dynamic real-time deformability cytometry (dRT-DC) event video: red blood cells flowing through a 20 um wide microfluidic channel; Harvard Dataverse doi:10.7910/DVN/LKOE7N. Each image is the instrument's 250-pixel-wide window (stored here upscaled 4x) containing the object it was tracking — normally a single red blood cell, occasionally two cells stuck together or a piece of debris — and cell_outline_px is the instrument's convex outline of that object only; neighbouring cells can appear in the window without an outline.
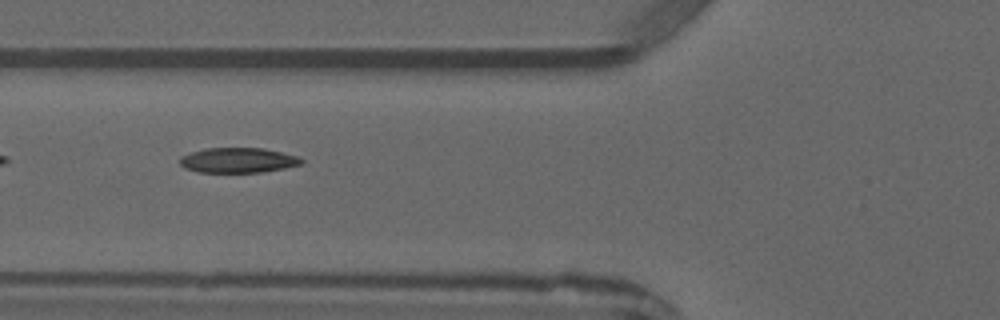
{"species": "common noctule bat (a hibernating species)", "species_latin": "Nyctalus noctula", "temperature_condition": "warm", "stored_images_in_passage": 5, "camera_frame_rate_fps": 3000, "um_per_image_px": 0.085, "animal": {"sex": "male", "forearm_length_mm": 52.5}, "frame": {"image": 1, "passage_image": 4, "time_ms": 3.667, "image_size_px": [1000, 320], "cell_outline_px": [[304, 164], [284, 168], [260, 172], [196, 172], [184, 168], [180, 164], [180, 156], [192, 152], [208, 148], [264, 148], [300, 156], [304, 160]], "centroid_in_image_um": [20.27, 13.62], "position_along_channel_um": 105.5, "area_um2": 17.86}}
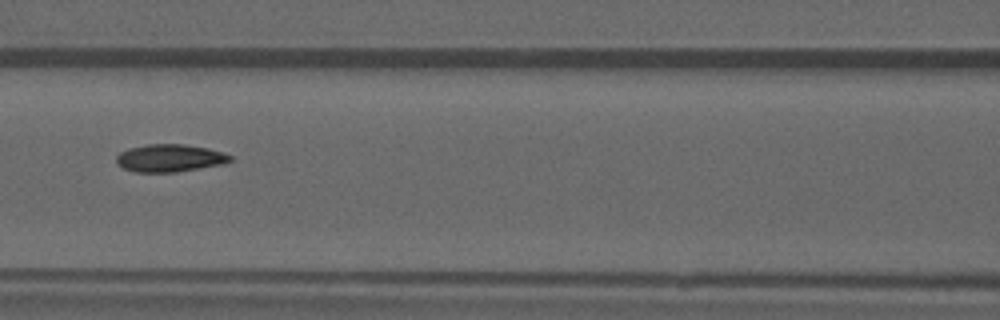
{"frame": {"image": 2, "passage_image": 5, "time_ms": 4.667, "image_size_px": [1000, 320], "cell_outline_px": [[232, 160], [224, 164], [176, 172], [136, 172], [124, 168], [116, 164], [116, 156], [120, 152], [128, 148], [144, 144], [184, 144], [208, 148], [232, 156]], "centroid_in_image_um": [14.4, 13.43], "position_along_channel_um": 152.2, "area_um2": 18.38}}